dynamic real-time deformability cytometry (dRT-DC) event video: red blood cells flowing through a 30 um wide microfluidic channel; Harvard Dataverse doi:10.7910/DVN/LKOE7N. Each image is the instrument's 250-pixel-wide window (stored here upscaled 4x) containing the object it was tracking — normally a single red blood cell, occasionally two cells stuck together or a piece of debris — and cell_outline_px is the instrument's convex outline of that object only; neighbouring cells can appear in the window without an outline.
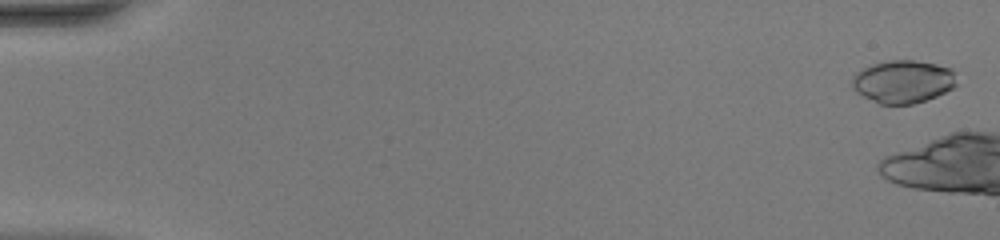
{"species": "common noctule bat (a hibernating species)", "species_latin": "Nyctalus noctula", "temperature_condition": "warm", "stored_images_in_passage": 7, "camera_frame_rate_fps": 3000, "um_per_image_px": 0.085, "animal": {"sex": "female", "body_mass_g": 20.0, "forearm_length_mm": 54.0}, "frame": {"image": 1, "passage_image": 2, "time_ms": 0.333, "image_size_px": [1000, 240], "cell_outline_px": [[956, 84], [952, 88], [936, 96], [912, 104], [880, 104], [856, 92], [852, 88], [852, 76], [856, 72], [872, 64], [888, 60], [912, 60], [936, 64], [952, 68]], "centroid_in_image_um": [76.73, 6.93], "position_along_channel_um": 8.3, "area_um2": 25.95}}